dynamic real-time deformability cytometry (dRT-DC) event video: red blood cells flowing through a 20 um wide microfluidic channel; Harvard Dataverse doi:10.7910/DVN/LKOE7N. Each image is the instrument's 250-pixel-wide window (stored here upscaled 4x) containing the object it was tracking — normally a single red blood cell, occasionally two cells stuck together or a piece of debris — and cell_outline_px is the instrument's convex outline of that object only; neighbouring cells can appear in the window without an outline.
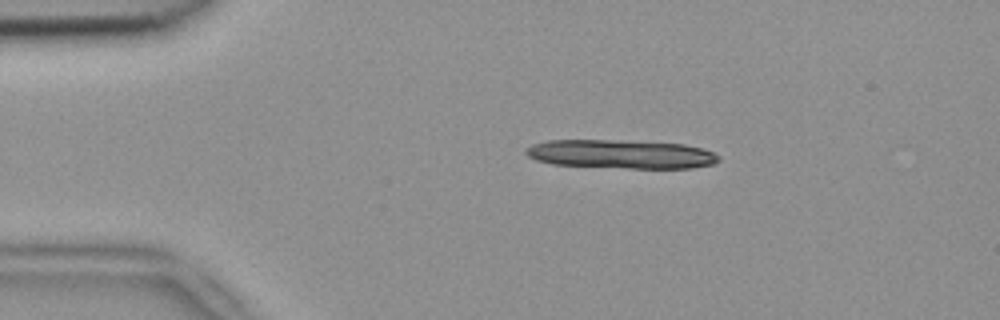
{"species": "common noctule bat (a hibernating species)", "species_latin": "Nyctalus noctula", "temperature_condition": "room temperature", "stored_images_in_passage": 5, "camera_frame_rate_fps": 3000, "um_per_image_px": 0.085, "animal": {"sex": "female", "body_mass_g": 18.4}, "frame": {"image": 1, "passage_image": 1, "time_ms": 0.0, "image_size_px": [1000, 320], "cell_outline_px": [[720, 160], [712, 164], [692, 168], [628, 168], [552, 164], [536, 160], [528, 156], [524, 152], [524, 148], [532, 144], [548, 140], [620, 140], [684, 144], [704, 148], [720, 156]], "centroid_in_image_um": [52.77, 13.09], "position_along_channel_um": 32.2, "area_um2": 32.48}}
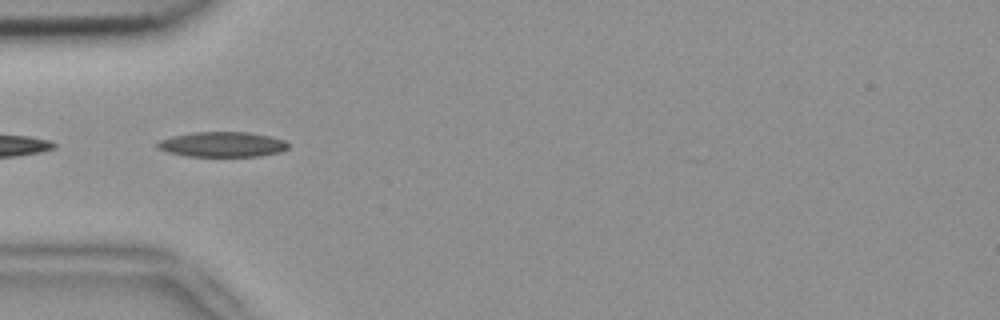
{"frame": {"image": 2, "passage_image": 3, "time_ms": 0.667, "image_size_px": [1000, 320], "cell_outline_px": [[288, 148], [280, 152], [260, 156], [184, 156], [168, 152], [156, 148], [156, 144], [160, 140], [172, 136], [192, 132], [248, 132], [268, 136], [284, 140], [288, 144]], "centroid_in_image_um": [18.87, 12.27], "position_along_channel_um": 66.1, "area_um2": 19.13}}